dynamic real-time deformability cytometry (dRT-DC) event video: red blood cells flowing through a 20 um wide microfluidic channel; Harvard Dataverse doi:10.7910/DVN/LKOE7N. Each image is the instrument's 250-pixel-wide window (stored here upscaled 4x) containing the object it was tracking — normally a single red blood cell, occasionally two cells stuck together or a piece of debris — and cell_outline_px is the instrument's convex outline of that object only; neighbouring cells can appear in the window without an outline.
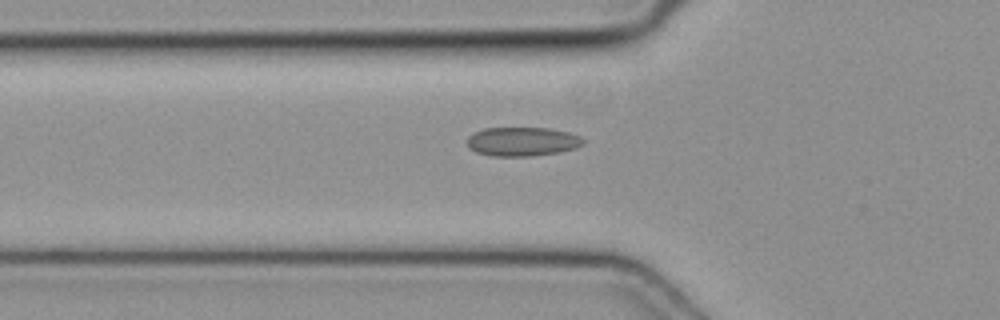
{"species": "common noctule bat (a hibernating species)", "species_latin": "Nyctalus noctula", "temperature_condition": "cold", "stored_images_in_passage": 30, "camera_frame_rate_fps": 3000, "um_per_image_px": 0.085, "animal": {"sex": "female", "body_mass_g": 19.3, "forearm_length_mm": 54.1}, "frame": {"image": 1, "passage_image": 4, "time_ms": 1.0, "image_size_px": [1000, 320], "cell_outline_px": [[584, 144], [576, 148], [560, 152], [532, 156], [492, 156], [476, 152], [468, 148], [468, 136], [472, 132], [484, 128], [548, 128], [568, 132], [580, 136], [584, 140]], "centroid_in_image_um": [44.39, 12.03], "position_along_channel_um": 81.4, "area_um2": 19.77}}
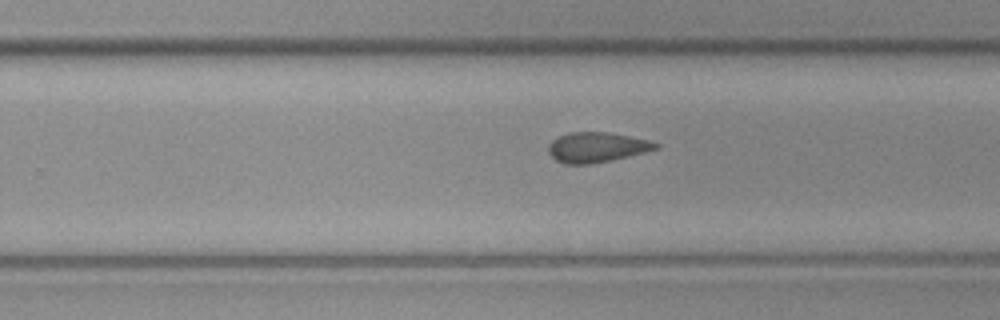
{"frame": {"image": 2, "passage_image": 18, "time_ms": 5.667, "image_size_px": [1000, 320], "cell_outline_px": [[660, 148], [644, 152], [608, 160], [588, 164], [564, 164], [556, 160], [548, 152], [548, 144], [552, 140], [568, 132], [604, 132], [628, 136], [648, 140], [660, 144]], "centroid_in_image_um": [50.69, 12.51], "position_along_channel_um": 279.1, "area_um2": 18.5}}
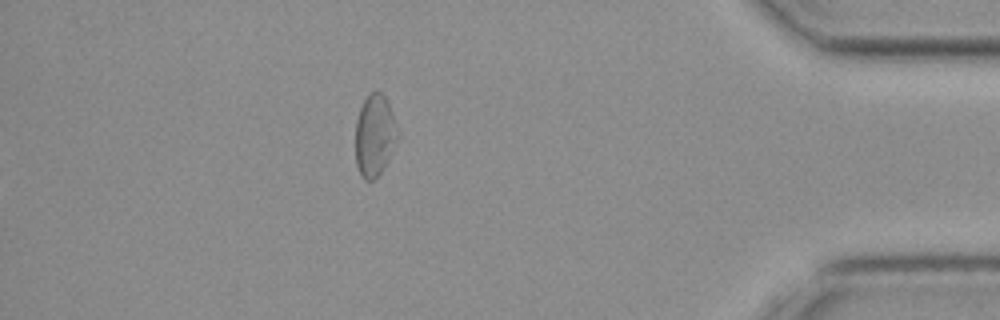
{"frame": {"image": 3, "passage_image": 30, "time_ms": 9.667, "image_size_px": [1000, 320], "cell_outline_px": [[400, 136], [380, 172], [372, 180], [364, 180], [360, 176], [356, 164], [356, 120], [360, 108], [364, 100], [372, 92], [380, 92], [384, 96], [392, 112], [400, 132]], "centroid_in_image_um": [31.85, 11.51], "position_along_channel_um": 403.3, "area_um2": 19.94}}